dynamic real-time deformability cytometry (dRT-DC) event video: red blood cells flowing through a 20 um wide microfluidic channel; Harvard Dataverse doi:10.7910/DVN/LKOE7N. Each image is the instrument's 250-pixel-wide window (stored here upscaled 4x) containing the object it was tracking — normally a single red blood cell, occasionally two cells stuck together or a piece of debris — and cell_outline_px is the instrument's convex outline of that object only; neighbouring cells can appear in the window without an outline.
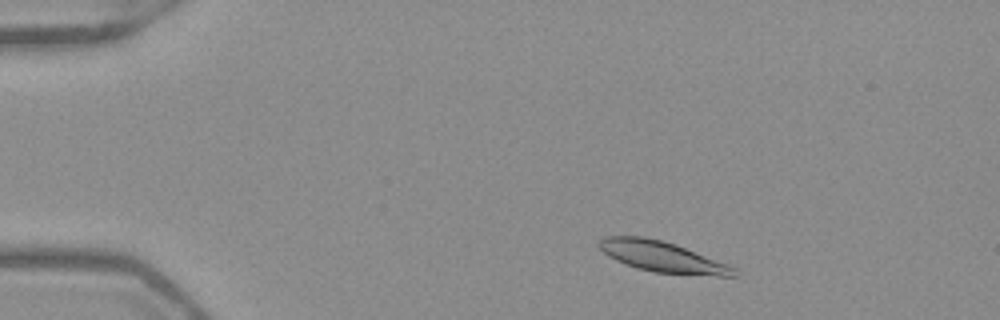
{"species": "Egyptian fruit bat (a non-hibernating species)", "species_latin": "Rousettus aegyptiacus", "temperature_condition": "warm", "stored_images_in_passage": 49, "camera_frame_rate_fps": 3000, "um_per_image_px": 0.085, "frame": {"image": 1, "passage_image": 5, "time_ms": 1.333, "image_size_px": [1000, 320], "cell_outline_px": [[736, 276], [720, 276], [656, 272], [636, 268], [616, 260], [608, 256], [596, 244], [604, 236], [644, 236], [676, 244], [728, 264], [736, 268]], "centroid_in_image_um": [56.28, 21.81], "position_along_channel_um": 28.7, "area_um2": 23.99}}
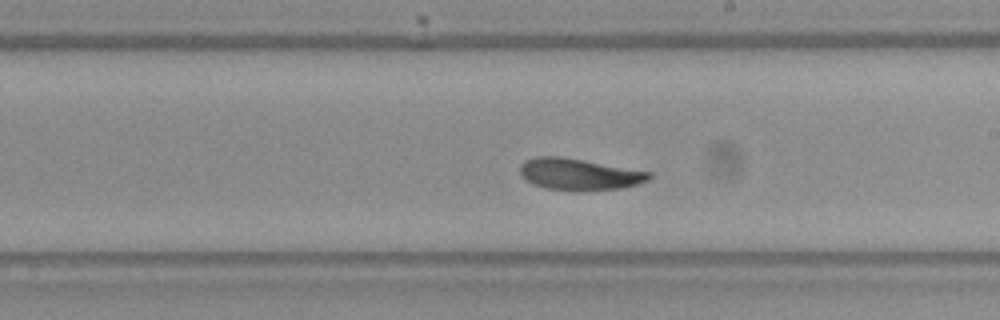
{"frame": {"image": 2, "passage_image": 27, "time_ms": 8.667, "image_size_px": [1000, 320], "cell_outline_px": [[652, 176], [648, 180], [636, 184], [620, 188], [544, 188], [532, 184], [520, 176], [520, 164], [524, 160], [536, 156], [560, 156], [652, 172]], "centroid_in_image_um": [49.17, 14.76], "position_along_channel_um": 239.8, "area_um2": 22.95}}
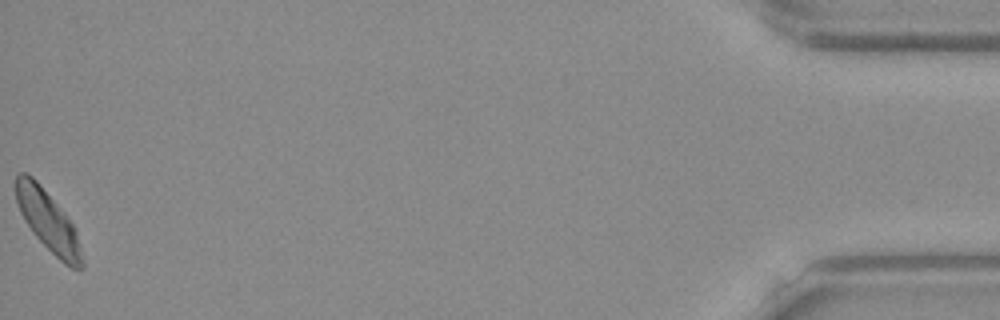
{"frame": {"image": 3, "passage_image": 49, "time_ms": 16.0, "image_size_px": [1000, 320], "cell_outline_px": [[84, 268], [72, 268], [64, 264], [32, 232], [24, 220], [20, 212], [16, 200], [12, 184], [16, 176], [20, 172], [28, 172], [36, 180], [64, 212], [76, 228], [84, 260]], "centroid_in_image_um": [4.06, 18.75], "position_along_channel_um": 431.1, "area_um2": 23.58}, "authors_computed_cell_mechanics": {"area_um2": 23.987, "velocity_mm_per_s": 3.8768, "shape_relaxation_time_tau1_ms": 3.1722, "shape_relaxation_time_tau2_ms": 3.8076, "deformation_change_tau1": 0.1306, "deformation_change_tau2": 0.0878}}